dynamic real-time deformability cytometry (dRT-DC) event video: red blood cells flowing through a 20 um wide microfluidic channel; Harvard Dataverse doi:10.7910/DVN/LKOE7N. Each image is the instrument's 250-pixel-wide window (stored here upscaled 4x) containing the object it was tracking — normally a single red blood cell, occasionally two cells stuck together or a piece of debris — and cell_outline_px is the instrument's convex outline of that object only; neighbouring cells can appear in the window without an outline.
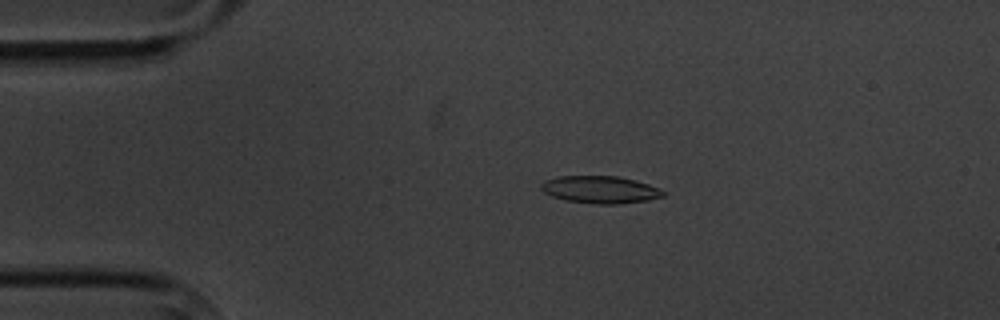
{"species": "common noctule bat (a hibernating species)", "species_latin": "Nyctalus noctula", "temperature_condition": "cold", "stored_images_in_passage": 10, "camera_frame_rate_fps": 3000, "um_per_image_px": 0.085, "animal": {"sex": "male", "body_mass_g": 20.1, "forearm_length_mm": 53.5}, "frame": {"image": 1, "passage_image": 2, "time_ms": 1.0, "image_size_px": [1000, 320], "cell_outline_px": [[664, 196], [648, 200], [620, 204], [596, 204], [564, 200], [552, 196], [544, 192], [540, 188], [540, 184], [544, 180], [556, 176], [620, 176], [636, 180], [648, 184], [664, 192]], "centroid_in_image_um": [50.97, 16.11], "position_along_channel_um": 34.0, "area_um2": 19.54}}
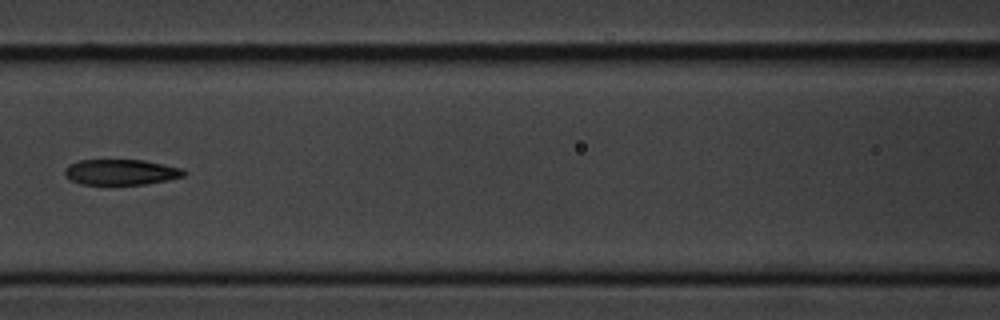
{"frame": {"image": 2, "passage_image": 6, "time_ms": 5.667, "image_size_px": [1000, 320], "cell_outline_px": [[188, 172], [184, 176], [168, 180], [144, 184], [80, 184], [72, 180], [64, 172], [64, 168], [68, 164], [80, 160], [144, 160], [184, 168]], "centroid_in_image_um": [10.33, 14.62], "position_along_channel_um": 156.3, "area_um2": 17.8}}
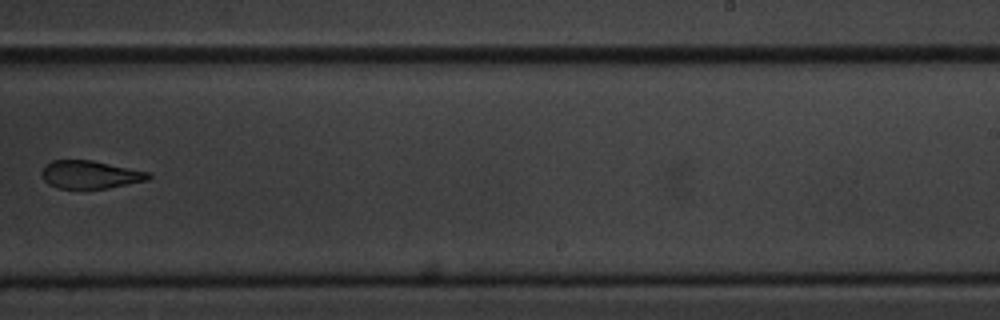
{"frame": {"image": 3, "passage_image": 9, "time_ms": 9.333, "image_size_px": [1000, 320], "cell_outline_px": [[152, 176], [148, 180], [108, 188], [56, 188], [48, 184], [44, 180], [44, 168], [52, 160], [92, 160], [152, 172]], "centroid_in_image_um": [7.74, 14.84], "position_along_channel_um": 281.3, "area_um2": 17.28}}